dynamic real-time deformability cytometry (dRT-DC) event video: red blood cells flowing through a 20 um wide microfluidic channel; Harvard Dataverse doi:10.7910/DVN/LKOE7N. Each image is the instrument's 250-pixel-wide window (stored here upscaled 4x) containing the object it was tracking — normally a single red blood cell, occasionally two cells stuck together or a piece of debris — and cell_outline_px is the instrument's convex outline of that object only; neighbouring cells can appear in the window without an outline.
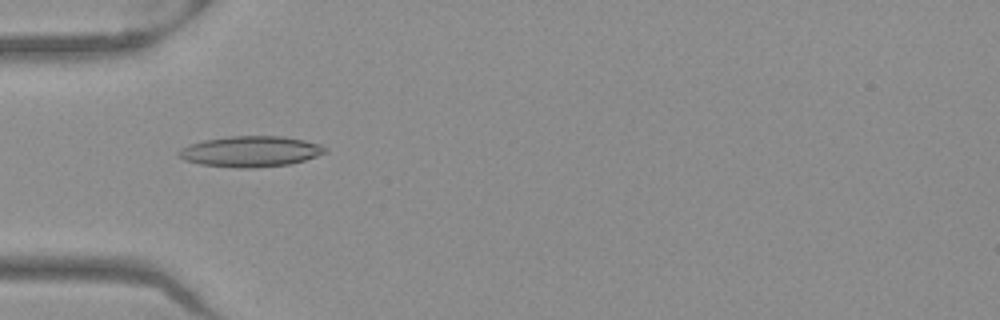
{"species": "Egyptian fruit bat (a non-hibernating species)", "species_latin": "Rousettus aegyptiacus", "temperature_condition": "warm", "stored_images_in_passage": 51, "camera_frame_rate_fps": 3000, "um_per_image_px": 0.085, "frame": {"image": 1, "passage_image": 16, "time_ms": 5.0, "image_size_px": [1000, 320], "cell_outline_px": [[328, 152], [304, 160], [288, 164], [256, 168], [236, 168], [200, 164], [184, 160], [176, 156], [176, 152], [180, 148], [188, 144], [204, 140], [228, 136], [284, 136], [304, 140], [320, 144], [328, 148]], "centroid_in_image_um": [21.27, 12.87], "position_along_channel_um": 63.7, "area_um2": 26.53}}
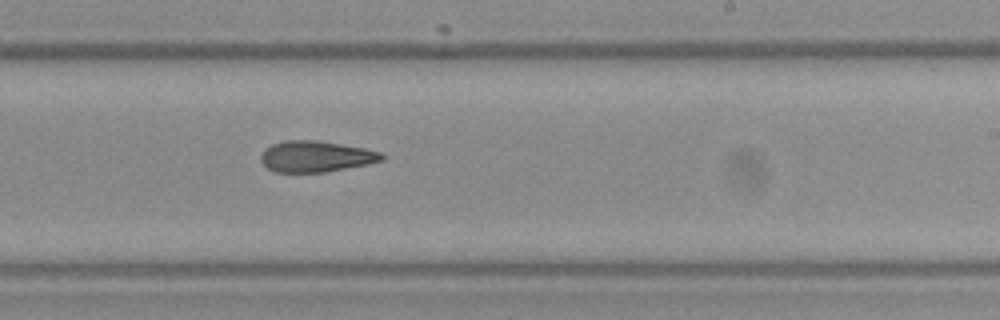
{"frame": {"image": 2, "passage_image": 31, "time_ms": 10.0, "image_size_px": [1000, 320], "cell_outline_px": [[384, 160], [368, 164], [324, 172], [276, 172], [268, 168], [260, 160], [260, 156], [264, 148], [272, 144], [284, 140], [316, 140], [364, 148], [380, 152], [384, 156]], "centroid_in_image_um": [26.82, 13.29], "position_along_channel_um": 262.2, "area_um2": 21.85}}
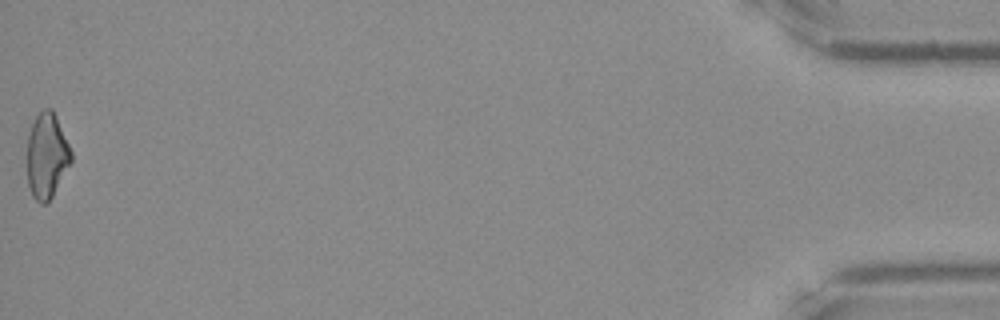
{"frame": {"image": 3, "passage_image": 51, "time_ms": 16.667, "image_size_px": [1000, 320], "cell_outline_px": [[72, 160], [52, 196], [44, 204], [40, 204], [32, 196], [28, 184], [28, 136], [32, 124], [36, 116], [44, 108], [52, 108], [56, 116], [72, 152]], "centroid_in_image_um": [3.98, 13.23], "position_along_channel_um": 431.2, "area_um2": 21.56}, "authors_computed_cell_mechanics": {"area_um2": 22.6576, "velocity_mm_per_s": 3.9857, "shape_relaxation_time_tau1_ms": null, "shape_relaxation_time_tau2_ms": 4.9167, "deformation_change_tau1": null, "deformation_change_tau2": 0.1548}}